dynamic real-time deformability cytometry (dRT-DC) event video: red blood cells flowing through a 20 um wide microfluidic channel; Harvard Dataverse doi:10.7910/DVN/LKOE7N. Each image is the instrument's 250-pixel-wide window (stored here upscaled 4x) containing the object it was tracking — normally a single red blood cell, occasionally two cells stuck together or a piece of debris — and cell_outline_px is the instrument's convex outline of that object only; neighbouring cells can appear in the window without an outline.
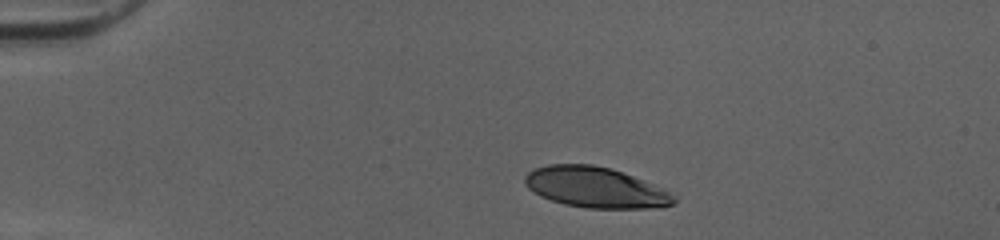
{"species": "human", "species_latin": "Homo sapiens", "temperature_condition": "cold", "stored_images_in_passage": 33, "camera_frame_rate_fps": 3000, "um_per_image_px": 0.085, "donor": {"sex": "female"}, "frame": {"image": 1, "passage_image": 1, "time_ms": 0.0, "image_size_px": [1000, 240], "cell_outline_px": [[676, 200], [672, 204], [660, 208], [584, 208], [564, 204], [540, 196], [528, 188], [524, 180], [524, 176], [532, 168], [548, 164], [592, 164], [608, 168], [632, 176], [652, 184], [676, 196]], "centroid_in_image_um": [50.57, 15.93], "position_along_channel_um": 34.4, "area_um2": 35.08}}
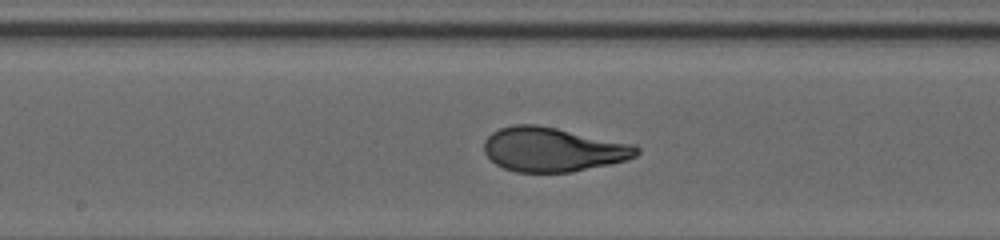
{"frame": {"image": 2, "passage_image": 18, "time_ms": 5.667, "image_size_px": [1000, 240], "cell_outline_px": [[640, 152], [636, 156], [628, 160], [572, 172], [516, 172], [504, 168], [496, 164], [484, 152], [484, 140], [492, 132], [500, 128], [512, 124], [536, 124], [636, 144], [640, 148]], "centroid_in_image_um": [47.02, 12.7], "position_along_channel_um": 201.2, "area_um2": 39.54}}
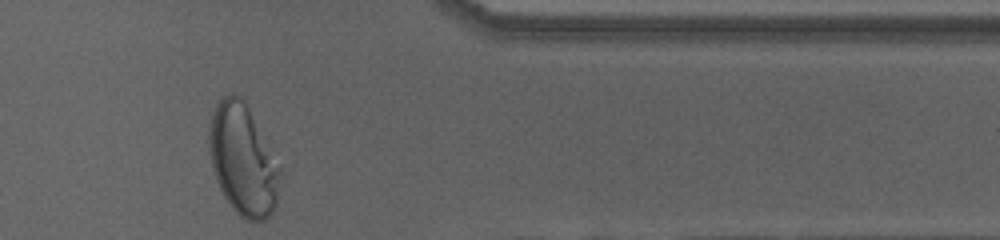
{"frame": {"image": 3, "passage_image": 33, "time_ms": 10.667, "image_size_px": [1000, 240], "cell_outline_px": [[284, 176], [276, 204], [272, 212], [264, 220], [244, 220], [232, 208], [224, 196], [216, 180], [208, 148], [208, 128], [216, 104], [220, 96], [232, 92], [240, 96], [244, 100], [280, 168]], "centroid_in_image_um": [20.65, 13.59], "position_along_channel_um": 390.8, "area_um2": 46.01}, "authors_computed_cell_mechanics": {"area_um2": 38.8994, "velocity_mm_per_s": 4.0377, "shape_relaxation_time_tau1_ms": 6.0324, "shape_relaxation_time_tau2_ms": null, "deformation_change_tau1": 0.2556, "deformation_change_tau2": null}}